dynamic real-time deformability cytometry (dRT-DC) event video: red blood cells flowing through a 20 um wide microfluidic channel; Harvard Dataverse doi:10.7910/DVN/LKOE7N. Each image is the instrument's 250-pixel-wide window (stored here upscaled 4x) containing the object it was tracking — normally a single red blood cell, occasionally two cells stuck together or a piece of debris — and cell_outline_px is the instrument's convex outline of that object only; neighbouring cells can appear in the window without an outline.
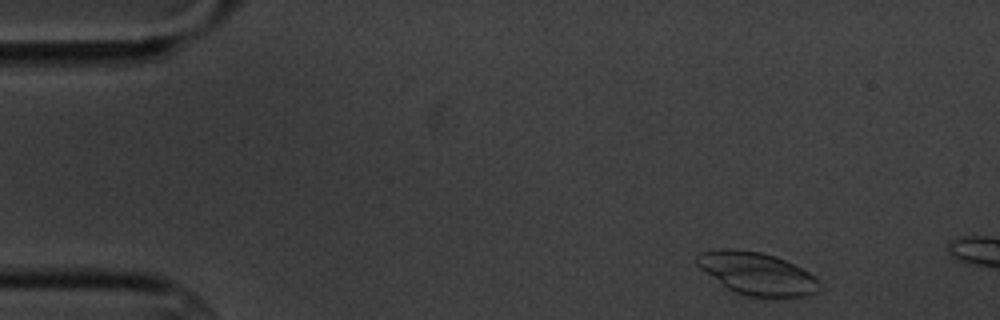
{"species": "common noctule bat (a hibernating species)", "species_latin": "Nyctalus noctula", "temperature_condition": "cold", "stored_images_in_passage": 4, "camera_frame_rate_fps": 3000, "um_per_image_px": 0.085, "animal": {"sex": "male", "body_mass_g": 20.1, "forearm_length_mm": 53.5}, "frame": {"image": 1, "passage_image": 1, "time_ms": 0.0, "image_size_px": [1000, 320], "cell_outline_px": [[820, 284], [816, 292], [808, 296], [748, 296], [736, 292], [728, 288], [700, 268], [696, 264], [696, 256], [700, 252], [720, 248], [736, 248], [760, 252], [776, 256], [816, 276]], "centroid_in_image_um": [64.32, 23.22], "position_along_channel_um": 20.7, "area_um2": 30.0}}